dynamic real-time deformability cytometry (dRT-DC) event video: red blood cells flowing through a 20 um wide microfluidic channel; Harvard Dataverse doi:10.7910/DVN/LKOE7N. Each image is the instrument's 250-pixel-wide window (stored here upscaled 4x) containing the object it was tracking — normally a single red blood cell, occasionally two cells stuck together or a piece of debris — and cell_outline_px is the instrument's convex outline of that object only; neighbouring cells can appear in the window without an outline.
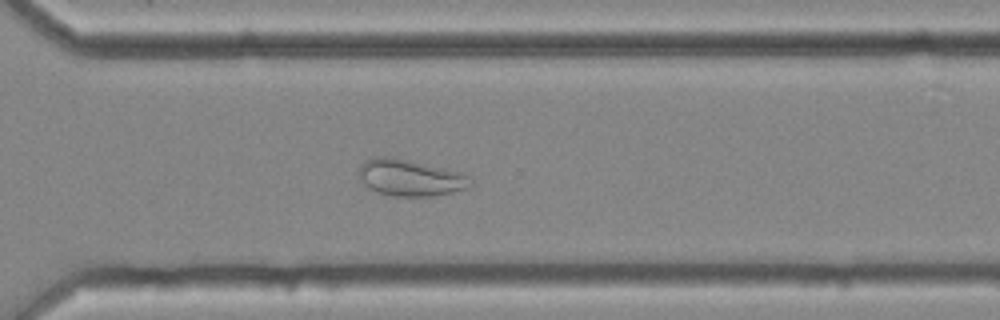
{"species": "common noctule bat (a hibernating species)", "species_latin": "Nyctalus noctula", "temperature_condition": "cold", "stored_images_in_passage": 54, "camera_frame_rate_fps": 3000, "um_per_image_px": 0.085, "animal": {"sex": "female", "body_mass_g": 25.1}, "frame": {"image": 1, "passage_image": 39, "time_ms": 12.667, "image_size_px": [1000, 320], "cell_outline_px": [[472, 184], [464, 188], [452, 192], [432, 196], [392, 196], [376, 192], [368, 188], [360, 180], [360, 168], [364, 160], [376, 156], [392, 156], [464, 172], [472, 176]], "centroid_in_image_um": [34.89, 15.09], "position_along_channel_um": 335.7, "area_um2": 24.1}, "authors_computed_cell_mechanics": {"area_um2": 29.3624, "velocity_mm_per_s": 3.6276, "shape_relaxation_time_tau1_ms": null, "shape_relaxation_time_tau2_ms": 1.7261, "deformation_change_tau1": null, "deformation_change_tau2": 0.0751}}